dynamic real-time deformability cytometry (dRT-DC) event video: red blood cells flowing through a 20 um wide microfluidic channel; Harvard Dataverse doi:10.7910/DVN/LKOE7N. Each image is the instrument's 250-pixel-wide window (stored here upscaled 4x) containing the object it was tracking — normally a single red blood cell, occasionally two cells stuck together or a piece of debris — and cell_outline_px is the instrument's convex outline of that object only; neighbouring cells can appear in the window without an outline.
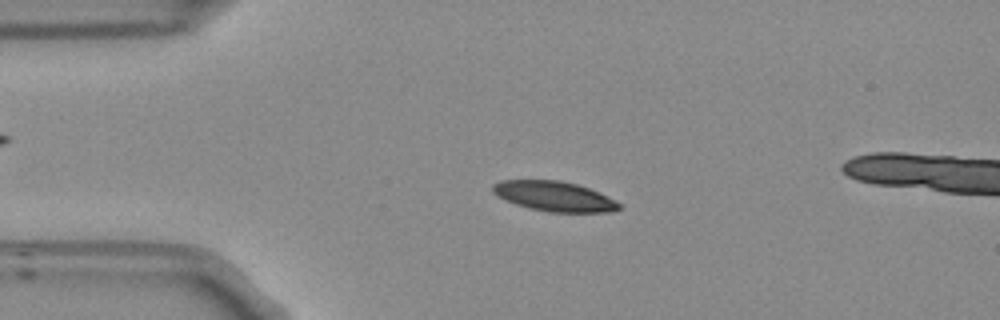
{"species": "Egyptian fruit bat (a non-hibernating species)", "species_latin": "Rousettus aegyptiacus", "temperature_condition": "room temperature", "stored_images_in_passage": 15, "camera_frame_rate_fps": 3000, "um_per_image_px": 0.085, "frame": {"image": 1, "passage_image": 11, "time_ms": 3.333, "image_size_px": [1000, 320], "cell_outline_px": [[624, 208], [612, 212], [548, 212], [516, 204], [492, 192], [492, 184], [500, 180], [560, 180], [576, 184], [588, 188], [616, 200]], "centroid_in_image_um": [47.15, 16.68], "position_along_channel_um": 37.8, "area_um2": 21.91}}